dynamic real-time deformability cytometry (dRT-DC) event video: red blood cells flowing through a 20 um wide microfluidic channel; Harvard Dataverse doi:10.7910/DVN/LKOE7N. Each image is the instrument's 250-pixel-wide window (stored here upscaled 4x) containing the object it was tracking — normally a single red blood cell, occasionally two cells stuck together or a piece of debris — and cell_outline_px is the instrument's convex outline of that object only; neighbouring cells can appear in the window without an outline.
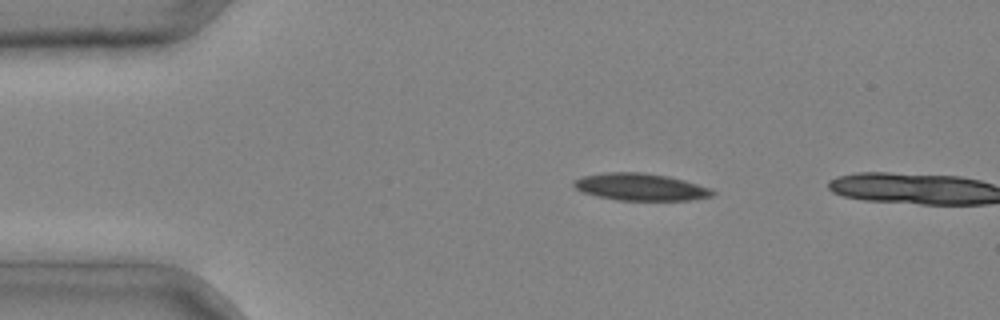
{"species": "common noctule bat (a hibernating species)", "species_latin": "Nyctalus noctula", "temperature_condition": "cold", "stored_images_in_passage": 3, "camera_frame_rate_fps": 3000, "um_per_image_px": 0.085, "animal": {"sex": "male", "body_mass_g": 20.4}, "frame": {"image": 1, "passage_image": 2, "time_ms": 0.333, "image_size_px": [1000, 320], "cell_outline_px": [[716, 192], [712, 196], [688, 200], [616, 200], [584, 192], [576, 188], [572, 184], [572, 180], [584, 176], [604, 172], [640, 172], [668, 176], [684, 180], [712, 188]], "centroid_in_image_um": [54.46, 15.88], "position_along_channel_um": 30.5, "area_um2": 21.85}}